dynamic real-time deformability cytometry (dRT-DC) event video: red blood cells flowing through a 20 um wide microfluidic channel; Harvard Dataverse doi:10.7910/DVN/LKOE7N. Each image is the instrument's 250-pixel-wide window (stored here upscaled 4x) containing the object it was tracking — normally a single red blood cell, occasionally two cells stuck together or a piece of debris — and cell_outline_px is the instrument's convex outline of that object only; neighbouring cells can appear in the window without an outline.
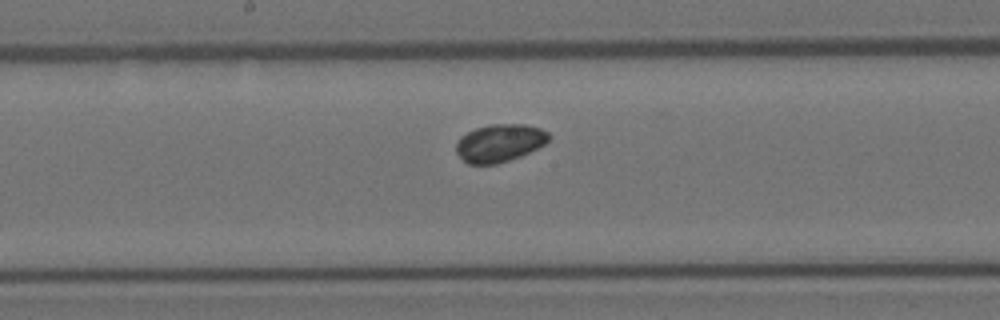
{"species": "Egyptian fruit bat (a non-hibernating species)", "species_latin": "Rousettus aegyptiacus", "temperature_condition": "room temperature", "stored_images_in_passage": 5, "camera_frame_rate_fps": 3000, "um_per_image_px": 0.085, "animal": {"sex": "female"}, "frame": {"image": 1, "passage_image": 5, "time_ms": 1.333, "image_size_px": [1000, 320], "cell_outline_px": [[552, 136], [544, 144], [520, 156], [496, 164], [468, 164], [456, 152], [456, 144], [460, 136], [476, 128], [492, 124], [524, 124], [540, 128], [548, 132]], "centroid_in_image_um": [42.46, 12.14], "position_along_channel_um": 205.7, "area_um2": 20.23}}